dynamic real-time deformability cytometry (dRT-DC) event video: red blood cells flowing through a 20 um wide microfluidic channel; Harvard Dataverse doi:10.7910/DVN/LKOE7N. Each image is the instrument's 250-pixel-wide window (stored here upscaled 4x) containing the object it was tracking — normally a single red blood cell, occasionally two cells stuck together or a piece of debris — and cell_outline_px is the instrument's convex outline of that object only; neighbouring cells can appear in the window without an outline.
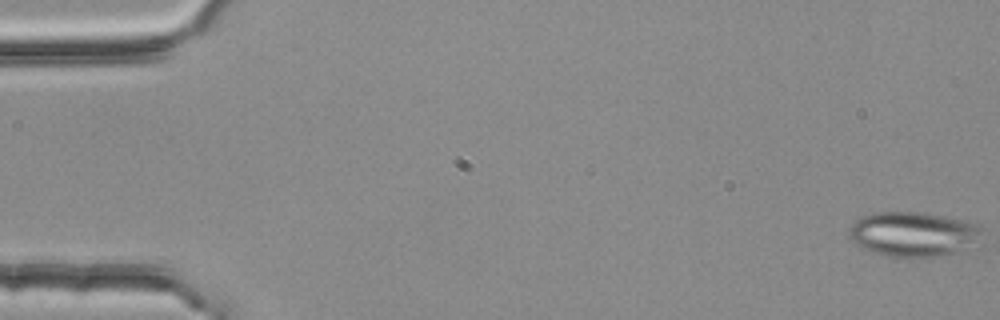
{"species": "common noctule bat (a hibernating species)", "species_latin": "Nyctalus noctula", "temperature_condition": "room temperature", "stored_images_in_passage": 5, "camera_frame_rate_fps": 3000, "um_per_image_px": 0.085, "animal": {"sex": "female", "body_mass_g": 25.1}, "frame": {"image": 1, "passage_image": 1, "time_ms": 0.0, "image_size_px": [1000, 320], "cell_outline_px": [[984, 248], [936, 256], [884, 256], [872, 252], [856, 244], [848, 236], [848, 228], [860, 216], [872, 212], [920, 212], [960, 220], [976, 224], [980, 228], [984, 244]], "centroid_in_image_um": [77.72, 19.92], "position_along_channel_um": 7.3, "area_um2": 35.37}}